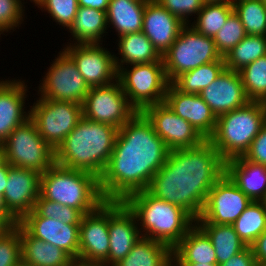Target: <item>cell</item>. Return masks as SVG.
Segmentation results:
<instances>
[{"label": "cell", "mask_w": 266, "mask_h": 266, "mask_svg": "<svg viewBox=\"0 0 266 266\" xmlns=\"http://www.w3.org/2000/svg\"><path fill=\"white\" fill-rule=\"evenodd\" d=\"M169 151L151 122L137 112L118 129L113 152L99 178L104 200L124 201L130 194L146 190Z\"/></svg>", "instance_id": "1"}, {"label": "cell", "mask_w": 266, "mask_h": 266, "mask_svg": "<svg viewBox=\"0 0 266 266\" xmlns=\"http://www.w3.org/2000/svg\"><path fill=\"white\" fill-rule=\"evenodd\" d=\"M224 174L225 161L212 143L204 140L196 147L170 150L146 190L183 208L197 220L209 191Z\"/></svg>", "instance_id": "2"}, {"label": "cell", "mask_w": 266, "mask_h": 266, "mask_svg": "<svg viewBox=\"0 0 266 266\" xmlns=\"http://www.w3.org/2000/svg\"><path fill=\"white\" fill-rule=\"evenodd\" d=\"M118 128L82 117L55 150V163L100 178L113 152Z\"/></svg>", "instance_id": "3"}, {"label": "cell", "mask_w": 266, "mask_h": 266, "mask_svg": "<svg viewBox=\"0 0 266 266\" xmlns=\"http://www.w3.org/2000/svg\"><path fill=\"white\" fill-rule=\"evenodd\" d=\"M123 202L134 213L141 236L171 249L195 224V219L183 208L156 198L147 190L130 194Z\"/></svg>", "instance_id": "4"}, {"label": "cell", "mask_w": 266, "mask_h": 266, "mask_svg": "<svg viewBox=\"0 0 266 266\" xmlns=\"http://www.w3.org/2000/svg\"><path fill=\"white\" fill-rule=\"evenodd\" d=\"M40 195L49 201L77 209L82 215L105 200L95 175L54 163L40 176Z\"/></svg>", "instance_id": "5"}, {"label": "cell", "mask_w": 266, "mask_h": 266, "mask_svg": "<svg viewBox=\"0 0 266 266\" xmlns=\"http://www.w3.org/2000/svg\"><path fill=\"white\" fill-rule=\"evenodd\" d=\"M265 124L262 103L249 101L245 106L217 117L215 131L208 140L224 161L231 160L245 154Z\"/></svg>", "instance_id": "6"}, {"label": "cell", "mask_w": 266, "mask_h": 266, "mask_svg": "<svg viewBox=\"0 0 266 266\" xmlns=\"http://www.w3.org/2000/svg\"><path fill=\"white\" fill-rule=\"evenodd\" d=\"M117 79L130 104L138 112L148 106L163 103L170 84L163 61L131 64L126 68L123 66L118 70Z\"/></svg>", "instance_id": "7"}, {"label": "cell", "mask_w": 266, "mask_h": 266, "mask_svg": "<svg viewBox=\"0 0 266 266\" xmlns=\"http://www.w3.org/2000/svg\"><path fill=\"white\" fill-rule=\"evenodd\" d=\"M162 59L167 79L172 83L182 73L224 57L218 52L213 38L186 24Z\"/></svg>", "instance_id": "8"}, {"label": "cell", "mask_w": 266, "mask_h": 266, "mask_svg": "<svg viewBox=\"0 0 266 266\" xmlns=\"http://www.w3.org/2000/svg\"><path fill=\"white\" fill-rule=\"evenodd\" d=\"M2 146L7 163L15 167L43 174L55 163L54 149L40 136L30 118L16 127Z\"/></svg>", "instance_id": "9"}, {"label": "cell", "mask_w": 266, "mask_h": 266, "mask_svg": "<svg viewBox=\"0 0 266 266\" xmlns=\"http://www.w3.org/2000/svg\"><path fill=\"white\" fill-rule=\"evenodd\" d=\"M30 107V119L54 151L83 117V105L71 101L39 98Z\"/></svg>", "instance_id": "10"}, {"label": "cell", "mask_w": 266, "mask_h": 266, "mask_svg": "<svg viewBox=\"0 0 266 266\" xmlns=\"http://www.w3.org/2000/svg\"><path fill=\"white\" fill-rule=\"evenodd\" d=\"M38 86V98L83 104L90 87L73 59L60 51Z\"/></svg>", "instance_id": "11"}, {"label": "cell", "mask_w": 266, "mask_h": 266, "mask_svg": "<svg viewBox=\"0 0 266 266\" xmlns=\"http://www.w3.org/2000/svg\"><path fill=\"white\" fill-rule=\"evenodd\" d=\"M83 105V117L121 128L138 111L130 104L121 83L90 87Z\"/></svg>", "instance_id": "12"}, {"label": "cell", "mask_w": 266, "mask_h": 266, "mask_svg": "<svg viewBox=\"0 0 266 266\" xmlns=\"http://www.w3.org/2000/svg\"><path fill=\"white\" fill-rule=\"evenodd\" d=\"M251 202L224 174L209 191L202 214L195 222L232 225Z\"/></svg>", "instance_id": "13"}, {"label": "cell", "mask_w": 266, "mask_h": 266, "mask_svg": "<svg viewBox=\"0 0 266 266\" xmlns=\"http://www.w3.org/2000/svg\"><path fill=\"white\" fill-rule=\"evenodd\" d=\"M102 44H66L63 49L76 64L89 87L103 86L117 80L114 54Z\"/></svg>", "instance_id": "14"}, {"label": "cell", "mask_w": 266, "mask_h": 266, "mask_svg": "<svg viewBox=\"0 0 266 266\" xmlns=\"http://www.w3.org/2000/svg\"><path fill=\"white\" fill-rule=\"evenodd\" d=\"M142 113L169 150L196 147L205 140L188 121L176 115L165 102L148 106Z\"/></svg>", "instance_id": "15"}, {"label": "cell", "mask_w": 266, "mask_h": 266, "mask_svg": "<svg viewBox=\"0 0 266 266\" xmlns=\"http://www.w3.org/2000/svg\"><path fill=\"white\" fill-rule=\"evenodd\" d=\"M134 213L123 201H108L109 253L103 266H114L141 238Z\"/></svg>", "instance_id": "16"}, {"label": "cell", "mask_w": 266, "mask_h": 266, "mask_svg": "<svg viewBox=\"0 0 266 266\" xmlns=\"http://www.w3.org/2000/svg\"><path fill=\"white\" fill-rule=\"evenodd\" d=\"M40 176L35 170L8 163V180L2 197L5 211L16 222L34 209L40 196Z\"/></svg>", "instance_id": "17"}, {"label": "cell", "mask_w": 266, "mask_h": 266, "mask_svg": "<svg viewBox=\"0 0 266 266\" xmlns=\"http://www.w3.org/2000/svg\"><path fill=\"white\" fill-rule=\"evenodd\" d=\"M108 201L80 221L78 260L102 264L109 253Z\"/></svg>", "instance_id": "18"}, {"label": "cell", "mask_w": 266, "mask_h": 266, "mask_svg": "<svg viewBox=\"0 0 266 266\" xmlns=\"http://www.w3.org/2000/svg\"><path fill=\"white\" fill-rule=\"evenodd\" d=\"M32 237L55 245L78 259L80 224H65L59 220L40 217L34 210L18 222Z\"/></svg>", "instance_id": "19"}, {"label": "cell", "mask_w": 266, "mask_h": 266, "mask_svg": "<svg viewBox=\"0 0 266 266\" xmlns=\"http://www.w3.org/2000/svg\"><path fill=\"white\" fill-rule=\"evenodd\" d=\"M164 102L176 115L188 121L205 140L213 135L217 118L199 94L182 93L170 83Z\"/></svg>", "instance_id": "20"}, {"label": "cell", "mask_w": 266, "mask_h": 266, "mask_svg": "<svg viewBox=\"0 0 266 266\" xmlns=\"http://www.w3.org/2000/svg\"><path fill=\"white\" fill-rule=\"evenodd\" d=\"M212 113L217 117L245 106L247 98L239 72L225 69L200 94Z\"/></svg>", "instance_id": "21"}, {"label": "cell", "mask_w": 266, "mask_h": 266, "mask_svg": "<svg viewBox=\"0 0 266 266\" xmlns=\"http://www.w3.org/2000/svg\"><path fill=\"white\" fill-rule=\"evenodd\" d=\"M186 24L168 12L156 0L146 2L142 32L163 56Z\"/></svg>", "instance_id": "22"}, {"label": "cell", "mask_w": 266, "mask_h": 266, "mask_svg": "<svg viewBox=\"0 0 266 266\" xmlns=\"http://www.w3.org/2000/svg\"><path fill=\"white\" fill-rule=\"evenodd\" d=\"M27 88L21 79L0 80V144L30 118V110L24 109Z\"/></svg>", "instance_id": "23"}, {"label": "cell", "mask_w": 266, "mask_h": 266, "mask_svg": "<svg viewBox=\"0 0 266 266\" xmlns=\"http://www.w3.org/2000/svg\"><path fill=\"white\" fill-rule=\"evenodd\" d=\"M225 174L252 201L266 198V166L242 156L225 161Z\"/></svg>", "instance_id": "24"}, {"label": "cell", "mask_w": 266, "mask_h": 266, "mask_svg": "<svg viewBox=\"0 0 266 266\" xmlns=\"http://www.w3.org/2000/svg\"><path fill=\"white\" fill-rule=\"evenodd\" d=\"M173 263L217 264L214 247L207 234L195 223L172 249Z\"/></svg>", "instance_id": "25"}, {"label": "cell", "mask_w": 266, "mask_h": 266, "mask_svg": "<svg viewBox=\"0 0 266 266\" xmlns=\"http://www.w3.org/2000/svg\"><path fill=\"white\" fill-rule=\"evenodd\" d=\"M22 262L30 266H68L74 259L61 248L32 237L20 225Z\"/></svg>", "instance_id": "26"}, {"label": "cell", "mask_w": 266, "mask_h": 266, "mask_svg": "<svg viewBox=\"0 0 266 266\" xmlns=\"http://www.w3.org/2000/svg\"><path fill=\"white\" fill-rule=\"evenodd\" d=\"M118 39V55L121 57H117L116 54L114 55L117 71L123 67V65L128 66L131 64H146L163 61L162 55L142 31L125 34L119 36Z\"/></svg>", "instance_id": "27"}, {"label": "cell", "mask_w": 266, "mask_h": 266, "mask_svg": "<svg viewBox=\"0 0 266 266\" xmlns=\"http://www.w3.org/2000/svg\"><path fill=\"white\" fill-rule=\"evenodd\" d=\"M147 1L110 0L106 11L108 27L112 25L118 37L142 31Z\"/></svg>", "instance_id": "28"}, {"label": "cell", "mask_w": 266, "mask_h": 266, "mask_svg": "<svg viewBox=\"0 0 266 266\" xmlns=\"http://www.w3.org/2000/svg\"><path fill=\"white\" fill-rule=\"evenodd\" d=\"M107 28L105 11L78 7L73 23L68 29L73 41L75 40V43L71 44H102L104 33H108Z\"/></svg>", "instance_id": "29"}, {"label": "cell", "mask_w": 266, "mask_h": 266, "mask_svg": "<svg viewBox=\"0 0 266 266\" xmlns=\"http://www.w3.org/2000/svg\"><path fill=\"white\" fill-rule=\"evenodd\" d=\"M114 266H173L172 249L142 236L131 251Z\"/></svg>", "instance_id": "30"}, {"label": "cell", "mask_w": 266, "mask_h": 266, "mask_svg": "<svg viewBox=\"0 0 266 266\" xmlns=\"http://www.w3.org/2000/svg\"><path fill=\"white\" fill-rule=\"evenodd\" d=\"M210 239L217 258V264L225 263L240 253L247 245L239 238L233 225L195 222Z\"/></svg>", "instance_id": "31"}, {"label": "cell", "mask_w": 266, "mask_h": 266, "mask_svg": "<svg viewBox=\"0 0 266 266\" xmlns=\"http://www.w3.org/2000/svg\"><path fill=\"white\" fill-rule=\"evenodd\" d=\"M226 69L225 60L219 59L182 73L172 84L182 93L200 94Z\"/></svg>", "instance_id": "32"}, {"label": "cell", "mask_w": 266, "mask_h": 266, "mask_svg": "<svg viewBox=\"0 0 266 266\" xmlns=\"http://www.w3.org/2000/svg\"><path fill=\"white\" fill-rule=\"evenodd\" d=\"M239 238L250 246L266 230V205L252 201L232 224Z\"/></svg>", "instance_id": "33"}, {"label": "cell", "mask_w": 266, "mask_h": 266, "mask_svg": "<svg viewBox=\"0 0 266 266\" xmlns=\"http://www.w3.org/2000/svg\"><path fill=\"white\" fill-rule=\"evenodd\" d=\"M266 55V36L246 35L224 56L226 69L239 72L245 66Z\"/></svg>", "instance_id": "34"}, {"label": "cell", "mask_w": 266, "mask_h": 266, "mask_svg": "<svg viewBox=\"0 0 266 266\" xmlns=\"http://www.w3.org/2000/svg\"><path fill=\"white\" fill-rule=\"evenodd\" d=\"M233 11L232 3H204L191 27L202 35L214 38Z\"/></svg>", "instance_id": "35"}, {"label": "cell", "mask_w": 266, "mask_h": 266, "mask_svg": "<svg viewBox=\"0 0 266 266\" xmlns=\"http://www.w3.org/2000/svg\"><path fill=\"white\" fill-rule=\"evenodd\" d=\"M232 4L247 35L266 36V6L261 0H234Z\"/></svg>", "instance_id": "36"}, {"label": "cell", "mask_w": 266, "mask_h": 266, "mask_svg": "<svg viewBox=\"0 0 266 266\" xmlns=\"http://www.w3.org/2000/svg\"><path fill=\"white\" fill-rule=\"evenodd\" d=\"M249 101L262 102L266 97V55L239 71Z\"/></svg>", "instance_id": "37"}, {"label": "cell", "mask_w": 266, "mask_h": 266, "mask_svg": "<svg viewBox=\"0 0 266 266\" xmlns=\"http://www.w3.org/2000/svg\"><path fill=\"white\" fill-rule=\"evenodd\" d=\"M247 35L239 16L233 11L223 27L217 32L213 40L222 57L239 44Z\"/></svg>", "instance_id": "38"}, {"label": "cell", "mask_w": 266, "mask_h": 266, "mask_svg": "<svg viewBox=\"0 0 266 266\" xmlns=\"http://www.w3.org/2000/svg\"><path fill=\"white\" fill-rule=\"evenodd\" d=\"M40 217L59 220L65 224H80L82 214L75 208L38 197L33 209Z\"/></svg>", "instance_id": "39"}, {"label": "cell", "mask_w": 266, "mask_h": 266, "mask_svg": "<svg viewBox=\"0 0 266 266\" xmlns=\"http://www.w3.org/2000/svg\"><path fill=\"white\" fill-rule=\"evenodd\" d=\"M35 5L68 30L77 14L78 0H38Z\"/></svg>", "instance_id": "40"}, {"label": "cell", "mask_w": 266, "mask_h": 266, "mask_svg": "<svg viewBox=\"0 0 266 266\" xmlns=\"http://www.w3.org/2000/svg\"><path fill=\"white\" fill-rule=\"evenodd\" d=\"M21 261L20 224L16 222L13 228L0 236V266H17Z\"/></svg>", "instance_id": "41"}, {"label": "cell", "mask_w": 266, "mask_h": 266, "mask_svg": "<svg viewBox=\"0 0 266 266\" xmlns=\"http://www.w3.org/2000/svg\"><path fill=\"white\" fill-rule=\"evenodd\" d=\"M24 8L22 0H0V30L7 33L20 27L25 17Z\"/></svg>", "instance_id": "42"}, {"label": "cell", "mask_w": 266, "mask_h": 266, "mask_svg": "<svg viewBox=\"0 0 266 266\" xmlns=\"http://www.w3.org/2000/svg\"><path fill=\"white\" fill-rule=\"evenodd\" d=\"M156 2L185 24H191L190 16L197 15L204 5L202 0H156Z\"/></svg>", "instance_id": "43"}, {"label": "cell", "mask_w": 266, "mask_h": 266, "mask_svg": "<svg viewBox=\"0 0 266 266\" xmlns=\"http://www.w3.org/2000/svg\"><path fill=\"white\" fill-rule=\"evenodd\" d=\"M242 157L245 160L266 166V124L252 140L249 149Z\"/></svg>", "instance_id": "44"}, {"label": "cell", "mask_w": 266, "mask_h": 266, "mask_svg": "<svg viewBox=\"0 0 266 266\" xmlns=\"http://www.w3.org/2000/svg\"><path fill=\"white\" fill-rule=\"evenodd\" d=\"M219 266H258V264L253 256L251 247L247 246L240 253L230 257L225 263Z\"/></svg>", "instance_id": "45"}, {"label": "cell", "mask_w": 266, "mask_h": 266, "mask_svg": "<svg viewBox=\"0 0 266 266\" xmlns=\"http://www.w3.org/2000/svg\"><path fill=\"white\" fill-rule=\"evenodd\" d=\"M258 266H266V230L250 245Z\"/></svg>", "instance_id": "46"}, {"label": "cell", "mask_w": 266, "mask_h": 266, "mask_svg": "<svg viewBox=\"0 0 266 266\" xmlns=\"http://www.w3.org/2000/svg\"><path fill=\"white\" fill-rule=\"evenodd\" d=\"M15 223L16 221L5 211V208H0V236L13 228Z\"/></svg>", "instance_id": "47"}, {"label": "cell", "mask_w": 266, "mask_h": 266, "mask_svg": "<svg viewBox=\"0 0 266 266\" xmlns=\"http://www.w3.org/2000/svg\"><path fill=\"white\" fill-rule=\"evenodd\" d=\"M110 0H78V7L107 11Z\"/></svg>", "instance_id": "48"}, {"label": "cell", "mask_w": 266, "mask_h": 266, "mask_svg": "<svg viewBox=\"0 0 266 266\" xmlns=\"http://www.w3.org/2000/svg\"><path fill=\"white\" fill-rule=\"evenodd\" d=\"M8 180V163L0 167V194L3 196Z\"/></svg>", "instance_id": "49"}, {"label": "cell", "mask_w": 266, "mask_h": 266, "mask_svg": "<svg viewBox=\"0 0 266 266\" xmlns=\"http://www.w3.org/2000/svg\"><path fill=\"white\" fill-rule=\"evenodd\" d=\"M68 266H103L99 263L84 262L78 259H74Z\"/></svg>", "instance_id": "50"}, {"label": "cell", "mask_w": 266, "mask_h": 266, "mask_svg": "<svg viewBox=\"0 0 266 266\" xmlns=\"http://www.w3.org/2000/svg\"><path fill=\"white\" fill-rule=\"evenodd\" d=\"M173 266H219V265L208 264V263H173Z\"/></svg>", "instance_id": "51"}, {"label": "cell", "mask_w": 266, "mask_h": 266, "mask_svg": "<svg viewBox=\"0 0 266 266\" xmlns=\"http://www.w3.org/2000/svg\"><path fill=\"white\" fill-rule=\"evenodd\" d=\"M6 155L2 144H0V167L6 163Z\"/></svg>", "instance_id": "52"}, {"label": "cell", "mask_w": 266, "mask_h": 266, "mask_svg": "<svg viewBox=\"0 0 266 266\" xmlns=\"http://www.w3.org/2000/svg\"><path fill=\"white\" fill-rule=\"evenodd\" d=\"M204 3H233L234 0H202Z\"/></svg>", "instance_id": "53"}, {"label": "cell", "mask_w": 266, "mask_h": 266, "mask_svg": "<svg viewBox=\"0 0 266 266\" xmlns=\"http://www.w3.org/2000/svg\"><path fill=\"white\" fill-rule=\"evenodd\" d=\"M262 106H263V109H264V112L266 114V97L262 100Z\"/></svg>", "instance_id": "54"}, {"label": "cell", "mask_w": 266, "mask_h": 266, "mask_svg": "<svg viewBox=\"0 0 266 266\" xmlns=\"http://www.w3.org/2000/svg\"><path fill=\"white\" fill-rule=\"evenodd\" d=\"M0 208H5L4 202H3V197L0 194Z\"/></svg>", "instance_id": "55"}, {"label": "cell", "mask_w": 266, "mask_h": 266, "mask_svg": "<svg viewBox=\"0 0 266 266\" xmlns=\"http://www.w3.org/2000/svg\"><path fill=\"white\" fill-rule=\"evenodd\" d=\"M17 266H30V265H27L26 263L21 261Z\"/></svg>", "instance_id": "56"}, {"label": "cell", "mask_w": 266, "mask_h": 266, "mask_svg": "<svg viewBox=\"0 0 266 266\" xmlns=\"http://www.w3.org/2000/svg\"><path fill=\"white\" fill-rule=\"evenodd\" d=\"M263 2V4L266 6V0H261Z\"/></svg>", "instance_id": "57"}, {"label": "cell", "mask_w": 266, "mask_h": 266, "mask_svg": "<svg viewBox=\"0 0 266 266\" xmlns=\"http://www.w3.org/2000/svg\"><path fill=\"white\" fill-rule=\"evenodd\" d=\"M36 1H38V0H30V2H34V4L36 3Z\"/></svg>", "instance_id": "58"}]
</instances>
